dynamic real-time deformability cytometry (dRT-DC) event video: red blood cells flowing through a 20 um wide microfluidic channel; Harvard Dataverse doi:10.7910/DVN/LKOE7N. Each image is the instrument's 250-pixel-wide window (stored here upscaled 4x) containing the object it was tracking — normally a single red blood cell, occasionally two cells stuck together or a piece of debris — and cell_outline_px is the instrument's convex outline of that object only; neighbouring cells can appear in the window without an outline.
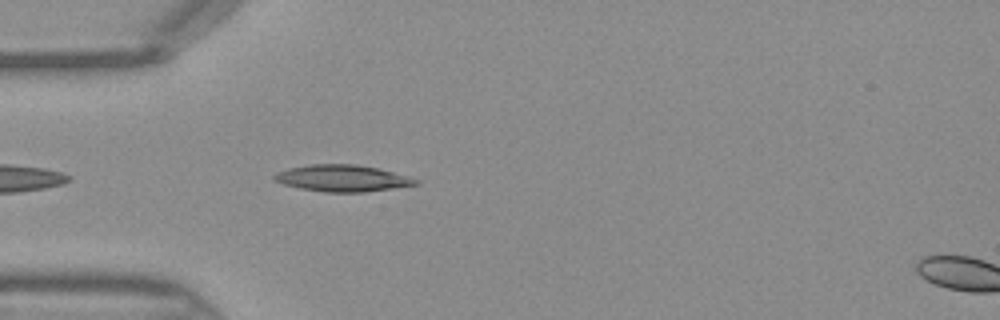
{"species": "Egyptian fruit bat (a non-hibernating species)", "species_latin": "Rousettus aegyptiacus", "temperature_condition": "warm", "stored_images_in_passage": 18, "camera_frame_rate_fps": 3000, "um_per_image_px": 0.085, "frame": {"image": 1, "passage_image": 3, "time_ms": 0.667, "image_size_px": [1000, 320], "cell_outline_px": [[420, 184], [364, 192], [324, 192], [300, 188], [284, 184], [272, 180], [272, 176], [276, 172], [288, 168], [312, 164], [356, 164], [376, 168], [408, 176], [420, 180]], "centroid_in_image_um": [29.07, 15.15], "position_along_channel_um": 55.9, "area_um2": 21.91}}
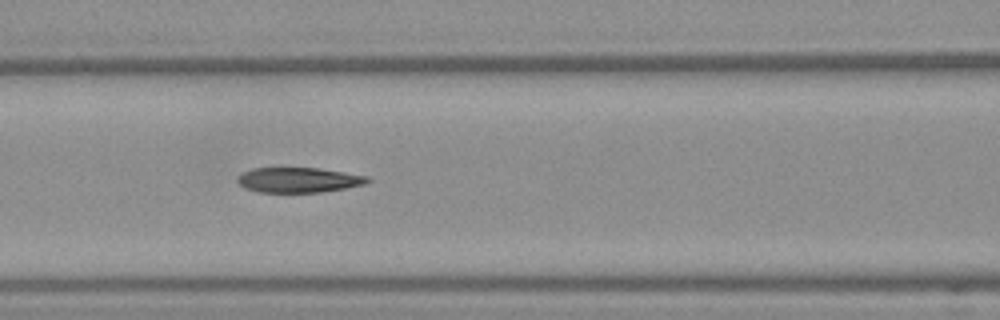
{"frame": {"image": 2, "passage_image": 9, "time_ms": 2.667, "image_size_px": [1000, 320], "cell_outline_px": [[372, 180], [364, 184], [344, 188], [320, 192], [260, 192], [244, 188], [236, 180], [236, 176], [252, 168], [316, 168], [344, 172], [368, 176]], "centroid_in_image_um": [25.35, 15.29], "position_along_channel_um": 141.2, "area_um2": 18.9}}
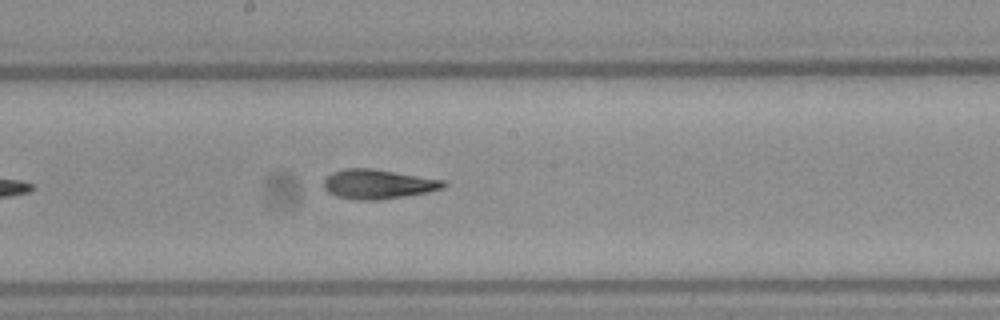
{"frame": {"image": 3, "passage_image": 14, "time_ms": 4.333, "image_size_px": [1000, 320], "cell_outline_px": [[448, 184], [444, 188], [428, 192], [404, 196], [376, 200], [360, 200], [336, 196], [328, 192], [324, 188], [324, 180], [332, 172], [344, 168], [372, 168], [444, 180]], "centroid_in_image_um": [32.14, 15.64], "position_along_channel_um": 216.1, "area_um2": 20.52}}